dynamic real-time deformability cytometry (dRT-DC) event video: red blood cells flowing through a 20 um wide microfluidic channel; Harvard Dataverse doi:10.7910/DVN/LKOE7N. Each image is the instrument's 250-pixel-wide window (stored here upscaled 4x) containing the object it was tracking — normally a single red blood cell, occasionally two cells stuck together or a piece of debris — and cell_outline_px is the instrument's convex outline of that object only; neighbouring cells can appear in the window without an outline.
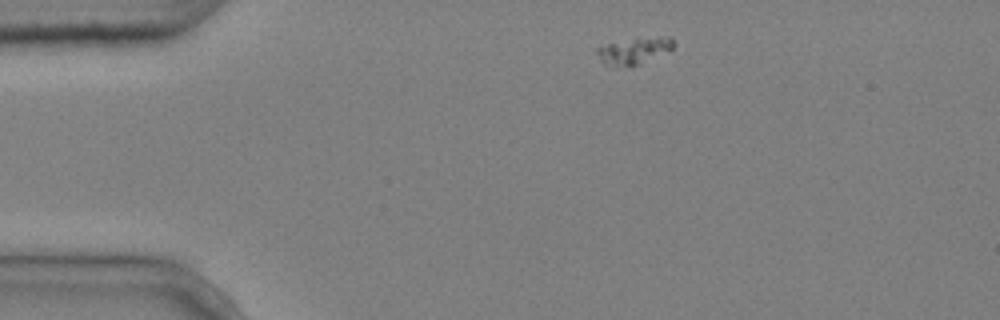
{"species": "common noctule bat (a hibernating species)", "species_latin": "Nyctalus noctula", "temperature_condition": "cold", "stored_images_in_passage": 7, "camera_frame_rate_fps": 3000, "um_per_image_px": 0.085, "animal": {"sex": "male", "body_mass_g": 20.4}, "frame": {"image": 1, "passage_image": 1, "time_ms": 0.0, "image_size_px": [1000, 320], "cell_outline_px": [[676, 44], [672, 48], [632, 68], [604, 64], [600, 60], [596, 52], [596, 48], [608, 44], [656, 36], [668, 36]], "centroid_in_image_um": [53.89, 4.34], "position_along_channel_um": 31.1, "area_um2": 11.56}}
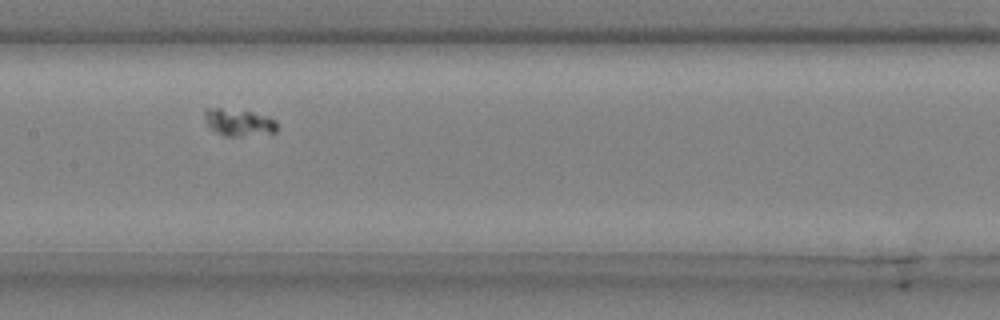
{"frame": {"image": 2, "passage_image": 6, "time_ms": 1.667, "image_size_px": [1000, 320], "cell_outline_px": [[276, 132], [240, 136], [224, 136], [212, 128], [208, 124], [204, 116], [204, 108], [220, 108], [252, 112], [276, 120]], "centroid_in_image_um": [20.27, 10.4], "position_along_channel_um": 187.1, "area_um2": 11.1}}